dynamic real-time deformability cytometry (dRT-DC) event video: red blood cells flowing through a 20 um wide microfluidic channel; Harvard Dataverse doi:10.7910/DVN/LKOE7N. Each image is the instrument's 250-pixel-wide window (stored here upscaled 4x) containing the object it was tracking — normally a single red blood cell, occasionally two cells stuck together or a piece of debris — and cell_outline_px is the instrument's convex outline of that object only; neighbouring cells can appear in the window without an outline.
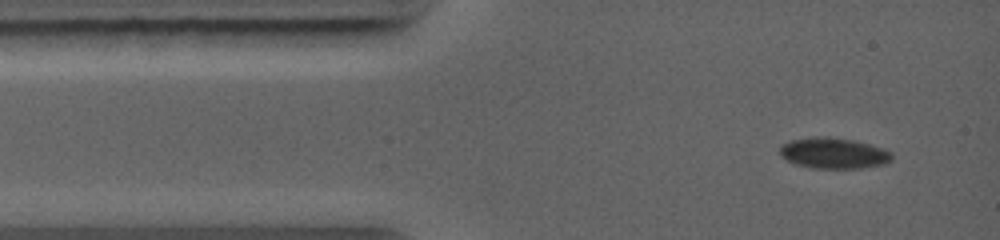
{"species": "common noctule bat (a hibernating species)", "species_latin": "Nyctalus noctula", "temperature_condition": "warm", "stored_images_in_passage": 3, "camera_frame_rate_fps": 5000, "um_per_image_px": 0.085, "animal": {"sex": "female", "body_mass_g": 19.0, "forearm_length_mm": 56.7}, "frame": {"image": 1, "passage_image": 1, "time_ms": 0.0, "image_size_px": [1000, 240], "cell_outline_px": [[892, 160], [884, 164], [860, 168], [812, 168], [796, 164], [780, 156], [780, 144], [792, 140], [816, 136], [828, 136], [856, 140], [892, 152]], "centroid_in_image_um": [70.84, 13.01], "position_along_channel_um": 14.2, "area_um2": 20.17}}
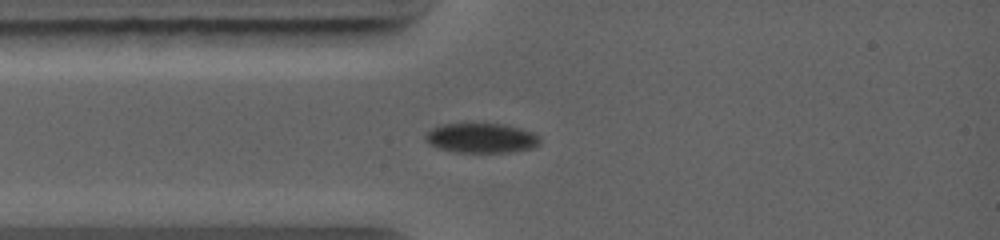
{"frame": {"image": 2, "passage_image": 3, "time_ms": 1.6, "image_size_px": [1000, 240], "cell_outline_px": [[540, 144], [532, 148], [512, 152], [456, 152], [436, 148], [428, 144], [424, 140], [424, 132], [440, 124], [460, 120], [504, 124], [520, 128], [532, 132], [540, 136]], "centroid_in_image_um": [40.82, 11.68], "position_along_channel_um": 44.2, "area_um2": 21.04}}